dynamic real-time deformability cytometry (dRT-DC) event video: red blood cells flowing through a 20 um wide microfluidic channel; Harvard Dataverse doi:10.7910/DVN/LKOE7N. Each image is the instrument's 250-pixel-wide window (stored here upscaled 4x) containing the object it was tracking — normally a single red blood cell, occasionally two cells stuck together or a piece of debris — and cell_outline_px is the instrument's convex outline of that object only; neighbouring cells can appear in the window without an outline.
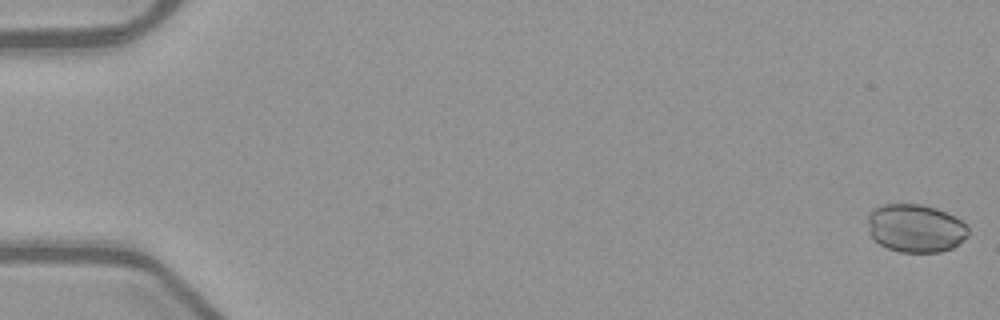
{"species": "common noctule bat (a hibernating species)", "species_latin": "Nyctalus noctula", "temperature_condition": "warm", "stored_images_in_passage": 53, "camera_frame_rate_fps": 3000, "um_per_image_px": 0.085, "animal": {"sex": "female", "body_mass_g": 21.9}, "frame": {"image": 1, "passage_image": 1, "time_ms": 0.0, "image_size_px": [1000, 320], "cell_outline_px": [[968, 236], [960, 244], [952, 248], [940, 252], [900, 252], [888, 248], [880, 244], [868, 232], [868, 212], [884, 204], [920, 204], [936, 208], [968, 224]], "centroid_in_image_um": [77.83, 19.4], "position_along_channel_um": 7.2, "area_um2": 28.26}}
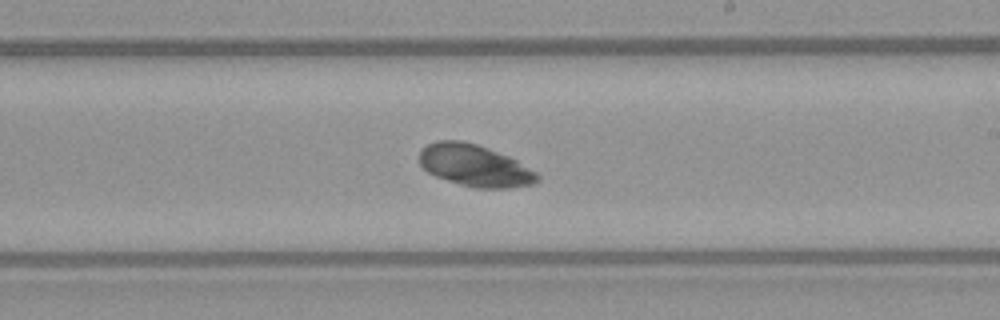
{"frame": {"image": 2, "passage_image": 32, "time_ms": 10.333, "image_size_px": [1000, 320], "cell_outline_px": [[540, 180], [532, 184], [508, 188], [476, 188], [460, 184], [436, 176], [428, 172], [420, 164], [420, 152], [428, 144], [436, 140], [460, 140], [476, 144], [488, 148], [508, 156], [516, 160], [536, 172], [540, 176]], "centroid_in_image_um": [40.36, 14.07], "position_along_channel_um": 248.6, "area_um2": 28.5}}
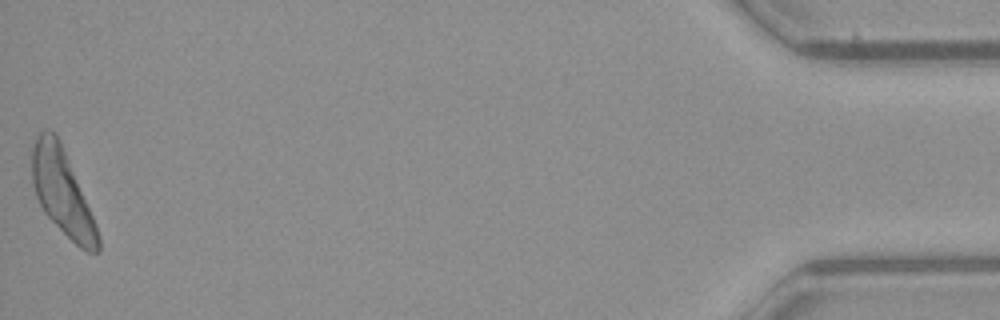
{"frame": {"image": 3, "passage_image": 53, "time_ms": 17.333, "image_size_px": [1000, 320], "cell_outline_px": [[100, 252], [88, 252], [80, 248], [44, 212], [36, 196], [32, 184], [32, 148], [36, 136], [44, 128], [48, 128], [56, 132], [60, 140], [96, 224], [100, 236]], "centroid_in_image_um": [5.28, 16.3], "position_along_channel_um": 429.9, "area_um2": 32.54}, "authors_computed_cell_mechanics": {"area_um2": 28.9578, "velocity_mm_per_s": 3.9585, "shape_relaxation_time_tau1_ms": 0.5407, "shape_relaxation_time_tau2_ms": 4.6771, "deformation_change_tau1": 0.0102, "deformation_change_tau2": 0.1115}}